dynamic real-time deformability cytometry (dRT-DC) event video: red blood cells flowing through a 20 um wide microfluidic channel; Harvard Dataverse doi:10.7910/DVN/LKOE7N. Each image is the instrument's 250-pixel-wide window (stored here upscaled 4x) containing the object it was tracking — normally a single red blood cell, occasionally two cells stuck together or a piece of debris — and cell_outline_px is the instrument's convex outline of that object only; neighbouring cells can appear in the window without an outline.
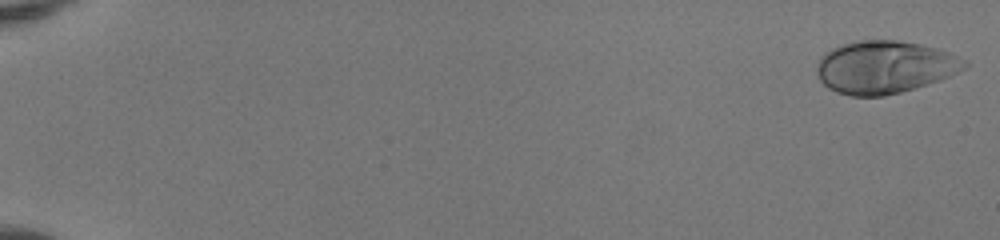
{"species": "human", "species_latin": "Homo sapiens", "temperature_condition": "room temperature", "stored_images_in_passage": 51, "camera_frame_rate_fps": 3000, "um_per_image_px": 0.085, "donor": {"sex": "female"}, "frame": {"image": 1, "passage_image": 1, "time_ms": 0.0, "image_size_px": [1000, 240], "cell_outline_px": [[968, 64], [964, 68], [940, 80], [900, 92], [884, 96], [852, 96], [836, 92], [828, 88], [820, 80], [816, 68], [816, 64], [820, 56], [824, 52], [832, 48], [856, 40], [896, 40], [920, 44], [936, 48], [948, 52], [968, 60]], "centroid_in_image_um": [75.16, 5.7], "position_along_channel_um": 9.8, "area_um2": 45.32}}
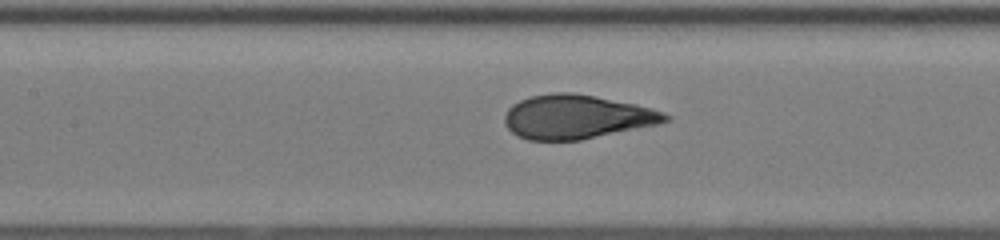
{"frame": {"image": 2, "passage_image": 26, "time_ms": 8.333, "image_size_px": [1000, 240], "cell_outline_px": [[672, 120], [656, 124], [580, 140], [528, 140], [516, 136], [504, 124], [504, 116], [508, 108], [512, 104], [520, 100], [532, 96], [552, 92], [572, 92], [596, 96], [652, 108], [664, 112], [672, 116]], "centroid_in_image_um": [48.99, 9.93], "position_along_channel_um": 158.4, "area_um2": 41.15}}
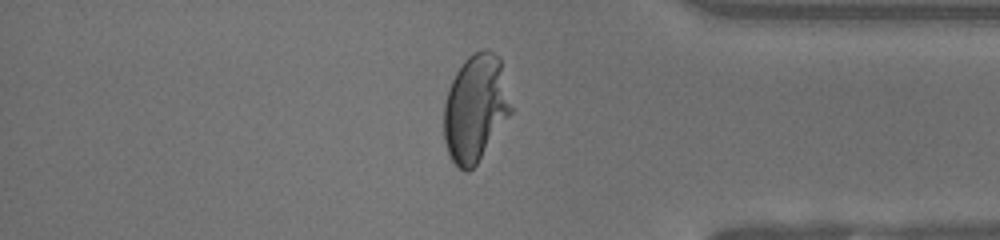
{"frame": {"image": 3, "passage_image": 44, "time_ms": 14.333, "image_size_px": [1000, 240], "cell_outline_px": [[512, 112], [476, 164], [468, 172], [464, 172], [452, 160], [448, 152], [444, 140], [444, 104], [448, 88], [456, 72], [464, 60], [468, 56], [484, 48], [492, 52], [500, 60], [512, 108]], "centroid_in_image_um": [40.39, 9.19], "position_along_channel_um": 394.8, "area_um2": 41.38}, "authors_computed_cell_mechanics": {"area_um2": 41.5582, "velocity_mm_per_s": 4.1488, "shape_relaxation_time_tau1_ms": 4.6729, "shape_relaxation_time_tau2_ms": null, "deformation_change_tau1": 0.2558, "deformation_change_tau2": null}}